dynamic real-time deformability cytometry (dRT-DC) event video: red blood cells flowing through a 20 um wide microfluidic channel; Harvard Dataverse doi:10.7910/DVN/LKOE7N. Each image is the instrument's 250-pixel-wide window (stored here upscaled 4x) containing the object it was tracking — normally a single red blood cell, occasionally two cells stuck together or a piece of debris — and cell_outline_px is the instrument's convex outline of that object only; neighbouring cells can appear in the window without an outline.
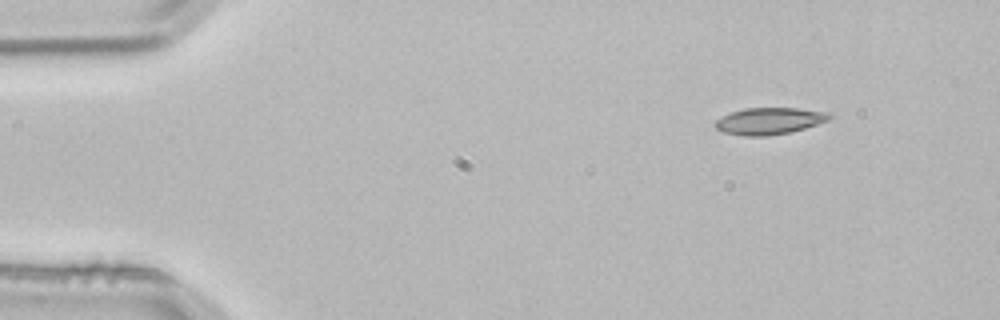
{"species": "common noctule bat (a hibernating species)", "species_latin": "Nyctalus noctula", "temperature_condition": "room temperature", "stored_images_in_passage": 2, "camera_frame_rate_fps": 3000, "um_per_image_px": 0.085, "animal": {"sex": "male", "body_mass_g": 21.5, "forearm_length_mm": 52.0}, "frame": {"image": 1, "passage_image": 1, "time_ms": 0.0, "image_size_px": [1000, 320], "cell_outline_px": [[832, 116], [828, 120], [792, 132], [768, 136], [744, 136], [724, 132], [716, 128], [712, 124], [716, 120], [732, 112], [744, 108], [796, 108], [832, 112]], "centroid_in_image_um": [65.4, 10.28], "position_along_channel_um": 19.6, "area_um2": 17.86}}